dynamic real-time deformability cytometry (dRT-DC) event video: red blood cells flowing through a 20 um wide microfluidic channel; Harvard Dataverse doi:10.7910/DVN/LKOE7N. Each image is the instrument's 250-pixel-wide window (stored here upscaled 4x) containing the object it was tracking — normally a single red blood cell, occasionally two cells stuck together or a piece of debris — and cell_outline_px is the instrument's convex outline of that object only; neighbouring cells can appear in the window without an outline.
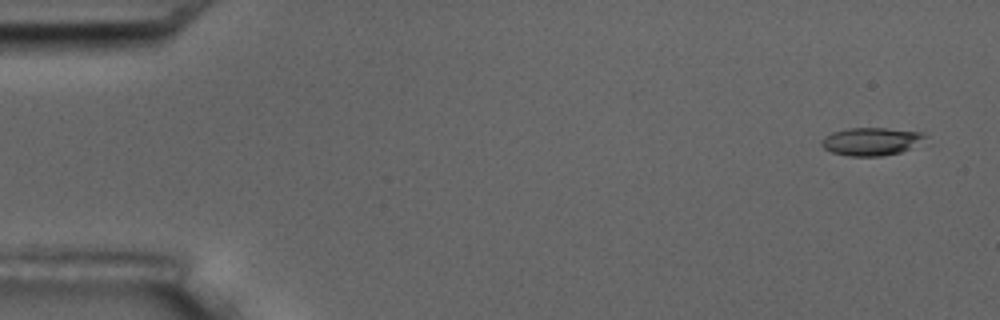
{"species": "common noctule bat (a hibernating species)", "species_latin": "Nyctalus noctula", "temperature_condition": "room temperature", "stored_images_in_passage": 7, "camera_frame_rate_fps": 3000, "um_per_image_px": 0.085, "animal": {"sex": "male", "body_mass_g": 17.5, "forearm_length_mm": 52.3}, "frame": {"image": 1, "passage_image": 1, "time_ms": 0.0, "image_size_px": [1000, 320], "cell_outline_px": [[928, 144], [900, 152], [884, 156], [848, 156], [832, 152], [824, 148], [820, 144], [824, 136], [832, 132], [848, 128], [888, 128], [920, 132], [928, 136]], "centroid_in_image_um": [74.17, 12.03], "position_along_channel_um": 10.8, "area_um2": 17.4}}
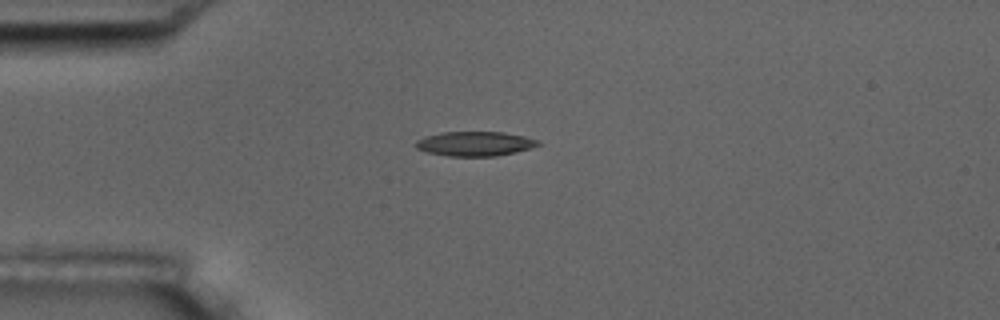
{"frame": {"image": 2, "passage_image": 4, "time_ms": 4.0, "image_size_px": [1000, 320], "cell_outline_px": [[544, 144], [516, 152], [496, 156], [448, 156], [428, 152], [416, 148], [416, 140], [424, 136], [440, 132], [504, 132], [524, 136], [536, 140]], "centroid_in_image_um": [40.37, 12.21], "position_along_channel_um": 44.6, "area_um2": 17.51}}